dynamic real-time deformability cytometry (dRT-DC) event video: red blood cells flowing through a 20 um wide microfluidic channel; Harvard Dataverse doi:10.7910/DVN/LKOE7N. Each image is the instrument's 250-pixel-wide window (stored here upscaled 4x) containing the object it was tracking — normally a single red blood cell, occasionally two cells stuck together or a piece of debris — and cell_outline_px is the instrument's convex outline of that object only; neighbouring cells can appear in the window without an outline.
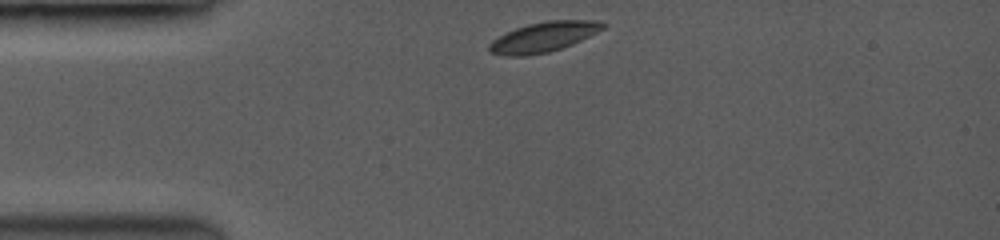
{"species": "common noctule bat (a hibernating species)", "species_latin": "Nyctalus noctula", "temperature_condition": "room temperature", "stored_images_in_passage": 5, "camera_frame_rate_fps": 3500, "um_per_image_px": 0.085, "animal": {"sex": "female", "body_mass_g": 19.0, "forearm_length_mm": 53.3}, "frame": {"image": 1, "passage_image": 1, "time_ms": 0.0, "image_size_px": [1000, 240], "cell_outline_px": [[604, 28], [572, 44], [548, 52], [520, 56], [508, 56], [492, 52], [488, 48], [488, 44], [492, 40], [516, 28], [528, 24], [548, 20], [592, 20], [604, 24]], "centroid_in_image_um": [46.17, 3.14], "position_along_channel_um": 38.8, "area_um2": 19.31}}
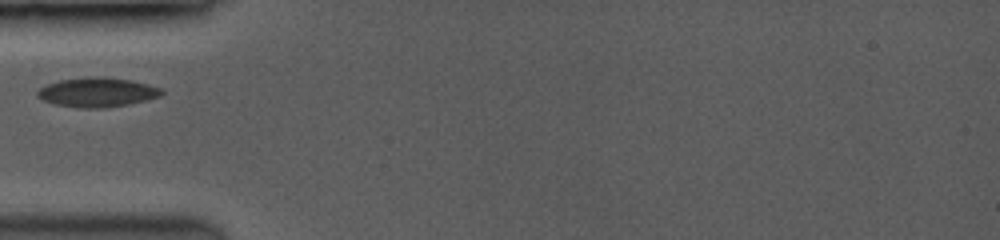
{"frame": {"image": 2, "passage_image": 4, "time_ms": 1.714, "image_size_px": [1000, 240], "cell_outline_px": [[164, 92], [156, 96], [144, 100], [128, 104], [100, 108], [84, 108], [56, 104], [44, 100], [36, 96], [36, 92], [40, 88], [48, 84], [60, 80], [88, 76], [104, 76], [132, 80], [148, 84], [160, 88]], "centroid_in_image_um": [8.23, 7.82], "position_along_channel_um": 76.8, "area_um2": 21.04}}